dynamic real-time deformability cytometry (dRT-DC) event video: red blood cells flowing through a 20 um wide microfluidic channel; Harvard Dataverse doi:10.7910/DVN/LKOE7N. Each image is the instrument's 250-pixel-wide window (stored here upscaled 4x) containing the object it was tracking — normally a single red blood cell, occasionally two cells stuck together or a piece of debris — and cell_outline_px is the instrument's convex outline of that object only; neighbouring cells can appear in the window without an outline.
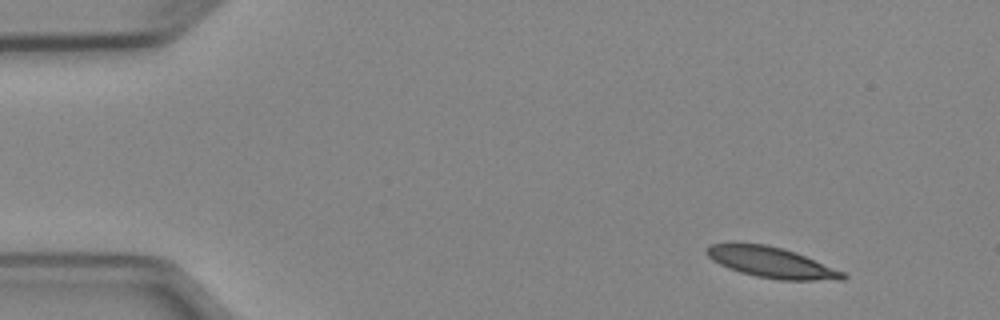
{"species": "Egyptian fruit bat (a non-hibernating species)", "species_latin": "Rousettus aegyptiacus", "temperature_condition": "cold", "stored_images_in_passage": 4, "camera_frame_rate_fps": 3000, "um_per_image_px": 0.085, "animal": {"sex": "female"}, "frame": {"image": 1, "passage_image": 1, "time_ms": 0.0, "image_size_px": [1000, 320], "cell_outline_px": [[848, 276], [844, 280], [780, 280], [756, 276], [740, 272], [728, 268], [712, 260], [704, 252], [704, 248], [708, 244], [728, 240], [736, 240], [764, 244], [784, 248], [796, 252], [844, 272]], "centroid_in_image_um": [65.46, 22.25], "position_along_channel_um": 19.5, "area_um2": 25.2}}
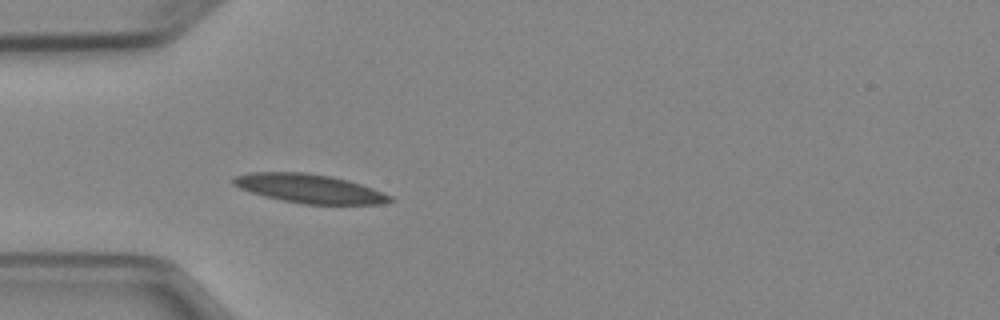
{"frame": {"image": 2, "passage_image": 4, "time_ms": 3.333, "image_size_px": [1000, 320], "cell_outline_px": [[396, 200], [380, 204], [304, 204], [280, 200], [264, 196], [240, 188], [232, 184], [232, 176], [252, 172], [304, 172], [328, 176], [348, 180], [372, 188], [392, 196]], "centroid_in_image_um": [26.29, 16.03], "position_along_channel_um": 58.7, "area_um2": 26.3}}